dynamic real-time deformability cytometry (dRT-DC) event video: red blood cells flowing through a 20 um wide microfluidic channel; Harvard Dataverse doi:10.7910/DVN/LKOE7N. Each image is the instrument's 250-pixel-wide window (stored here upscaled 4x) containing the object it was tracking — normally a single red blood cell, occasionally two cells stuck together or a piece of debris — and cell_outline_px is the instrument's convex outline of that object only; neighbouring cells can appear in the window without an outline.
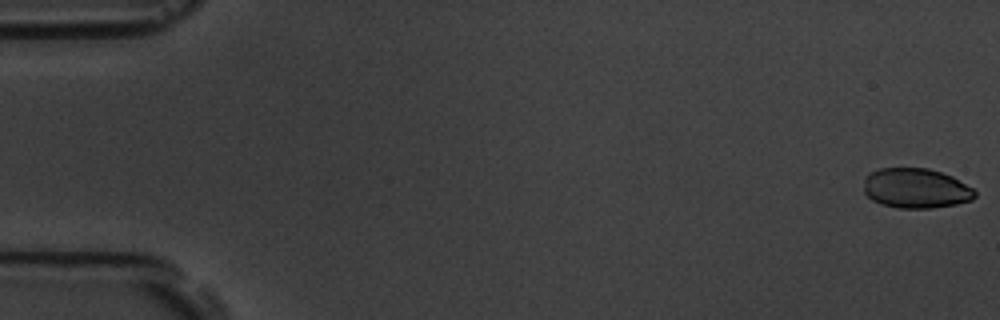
{"species": "common noctule bat (a hibernating species)", "species_latin": "Nyctalus noctula", "temperature_condition": "room temperature", "stored_images_in_passage": 6, "segment_of_instrument_passage": [1, 2], "camera_frame_rate_fps": 3000, "um_per_image_px": 0.085, "animal": {"sex": "male", "body_mass_g": 19.5, "forearm_length_mm": 54.6}, "frame": {"image": 1, "passage_image": 1, "time_ms": 0.0, "image_size_px": [1000, 320], "cell_outline_px": [[976, 196], [972, 200], [956, 204], [932, 208], [896, 208], [880, 204], [872, 200], [864, 192], [864, 176], [880, 168], [928, 168], [952, 176], [972, 188], [976, 192]], "centroid_in_image_um": [77.83, 16.01], "position_along_channel_um": 7.2, "area_um2": 25.95}}